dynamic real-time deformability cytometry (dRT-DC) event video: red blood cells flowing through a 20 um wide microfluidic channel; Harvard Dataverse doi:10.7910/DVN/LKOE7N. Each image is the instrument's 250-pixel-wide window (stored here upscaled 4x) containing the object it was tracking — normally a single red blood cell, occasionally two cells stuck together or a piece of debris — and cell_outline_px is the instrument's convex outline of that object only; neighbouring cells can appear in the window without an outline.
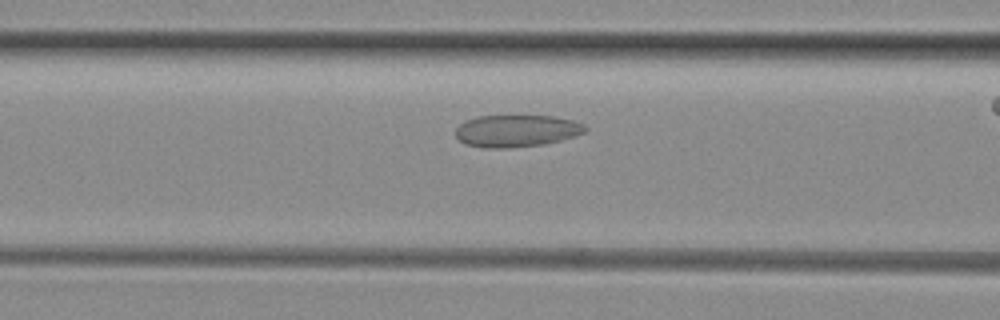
{"species": "common noctule bat (a hibernating species)", "species_latin": "Nyctalus noctula", "temperature_condition": "room temperature", "stored_images_in_passage": 31, "camera_frame_rate_fps": 3000, "um_per_image_px": 0.085, "animal": {"sex": "female", "body_mass_g": 29.2, "forearm_length_mm": 56.3}, "frame": {"image": 1, "passage_image": 9, "time_ms": 2.667, "image_size_px": [1000, 320], "cell_outline_px": [[588, 128], [584, 132], [576, 136], [544, 144], [508, 148], [484, 148], [464, 144], [456, 136], [456, 128], [464, 120], [476, 116], [552, 116], [572, 120], [584, 124]], "centroid_in_image_um": [43.88, 11.12], "position_along_channel_um": 122.7, "area_um2": 24.33}}
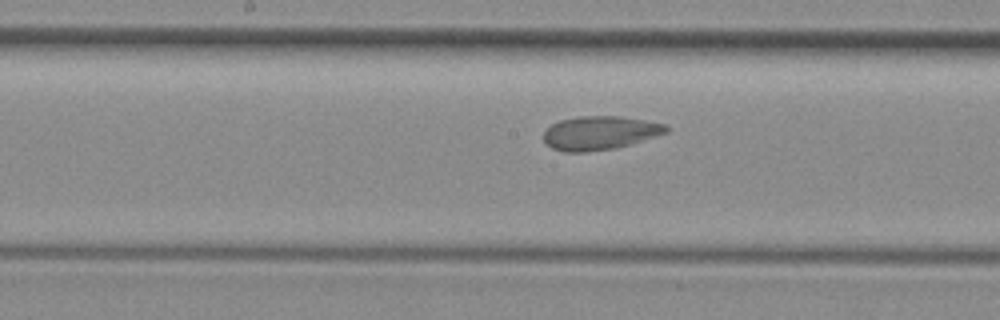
{"frame": {"image": 2, "passage_image": 15, "time_ms": 4.667, "image_size_px": [1000, 320], "cell_outline_px": [[668, 132], [656, 136], [616, 148], [584, 152], [564, 152], [552, 148], [544, 144], [544, 132], [552, 124], [560, 120], [580, 116], [620, 116], [668, 124]], "centroid_in_image_um": [50.98, 11.3], "position_along_channel_um": 197.2, "area_um2": 24.1}}
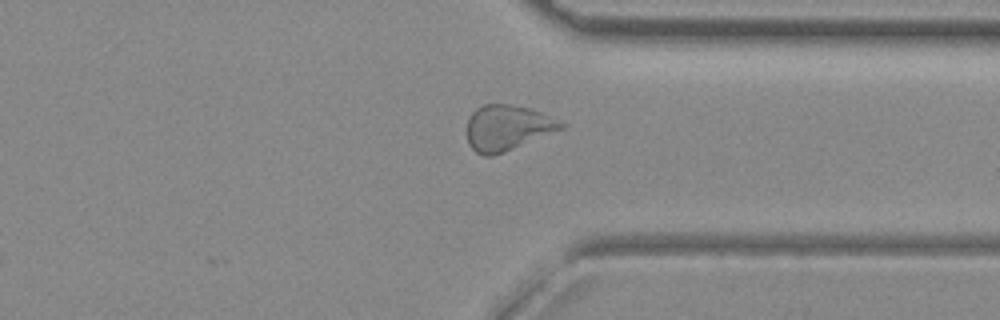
{"frame": {"image": 3, "passage_image": 28, "time_ms": 9.0, "image_size_px": [1000, 320], "cell_outline_px": [[564, 128], [492, 156], [484, 156], [476, 152], [468, 144], [468, 116], [476, 108], [484, 104], [512, 104], [528, 108], [540, 112], [564, 124]], "centroid_in_image_um": [43.07, 10.85], "position_along_channel_um": 368.3, "area_um2": 24.45}, "authors_computed_cell_mechanics": {"area_um2": 24.1604, "velocity_mm_per_s": 3.8467, "shape_relaxation_time_tau1_ms": 5.0406, "shape_relaxation_time_tau2_ms": 6.1943, "deformation_change_tau1": 0.0892, "deformation_change_tau2": 0.1269}}